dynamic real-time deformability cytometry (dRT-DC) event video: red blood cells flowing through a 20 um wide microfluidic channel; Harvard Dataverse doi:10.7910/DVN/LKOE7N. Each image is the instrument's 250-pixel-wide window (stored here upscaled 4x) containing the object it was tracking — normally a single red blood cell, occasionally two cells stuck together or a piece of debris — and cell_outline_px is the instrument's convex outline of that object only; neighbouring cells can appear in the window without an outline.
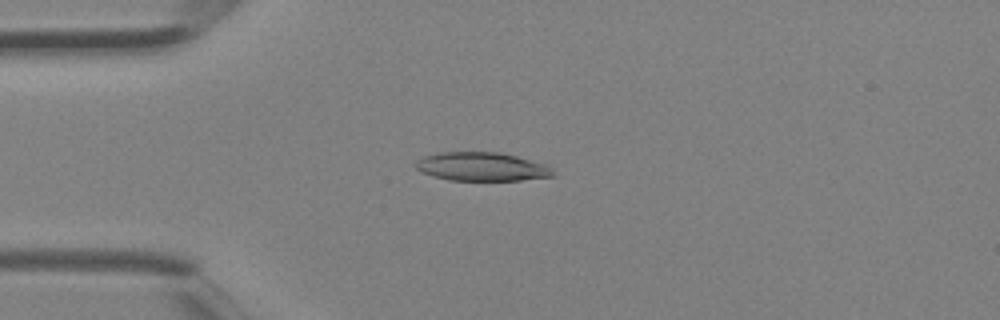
{"species": "Egyptian fruit bat (a non-hibernating species)", "species_latin": "Rousettus aegyptiacus", "temperature_condition": "room temperature", "stored_images_in_passage": 3, "camera_frame_rate_fps": 3000, "um_per_image_px": 0.085, "animal": {"sex": "female"}, "frame": {"image": 1, "passage_image": 3, "time_ms": 0.667, "image_size_px": [1000, 320], "cell_outline_px": [[556, 176], [520, 180], [448, 180], [432, 176], [420, 172], [416, 168], [416, 160], [424, 156], [440, 152], [500, 152], [548, 164], [552, 168]], "centroid_in_image_um": [40.97, 14.16], "position_along_channel_um": 44.0, "area_um2": 23.12}}